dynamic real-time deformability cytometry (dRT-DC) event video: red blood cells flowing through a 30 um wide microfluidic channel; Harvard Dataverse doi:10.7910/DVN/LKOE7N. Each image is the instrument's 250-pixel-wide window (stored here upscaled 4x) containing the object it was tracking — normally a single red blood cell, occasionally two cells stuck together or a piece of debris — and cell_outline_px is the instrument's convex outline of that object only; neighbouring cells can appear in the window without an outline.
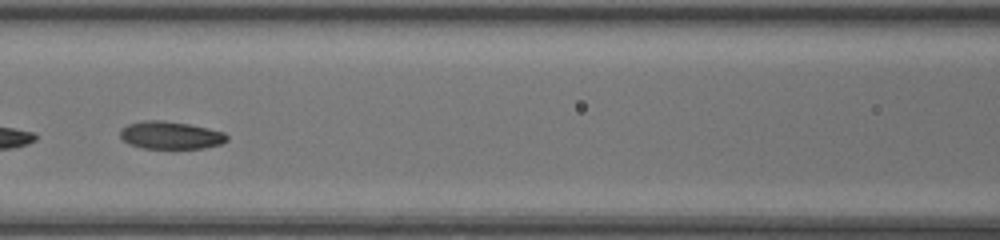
{"species": "common noctule bat (a hibernating species)", "species_latin": "Nyctalus noctula", "temperature_condition": "room temperature", "stored_images_in_passage": 23, "camera_frame_rate_fps": 3000, "um_per_image_px": 0.085, "animal": {"sex": "female", "body_mass_g": 20.0, "forearm_length_mm": 54.0}, "frame": {"image": 1, "passage_image": 16, "time_ms": 5.0, "image_size_px": [1000, 240], "cell_outline_px": [[228, 140], [220, 144], [204, 148], [144, 148], [128, 144], [120, 136], [120, 128], [128, 124], [144, 120], [164, 120], [188, 124], [208, 128], [224, 132], [228, 136]], "centroid_in_image_um": [14.49, 11.49], "position_along_channel_um": 152.1, "area_um2": 17.22}}
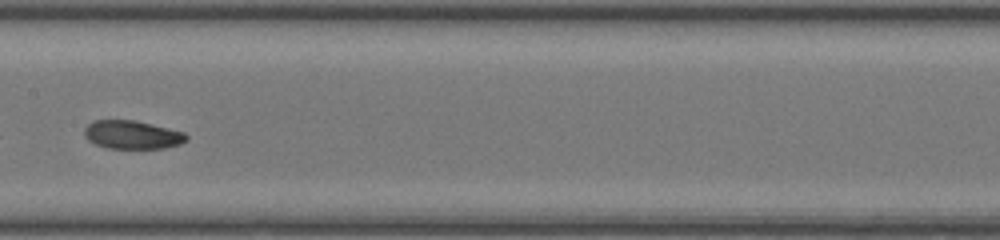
{"frame": {"image": 2, "passage_image": 19, "time_ms": 6.0, "image_size_px": [1000, 240], "cell_outline_px": [[188, 140], [180, 144], [164, 148], [108, 148], [96, 144], [88, 140], [84, 136], [84, 128], [92, 120], [136, 120], [184, 132], [188, 136]], "centroid_in_image_um": [11.23, 11.45], "position_along_channel_um": 196.2, "area_um2": 16.94}}